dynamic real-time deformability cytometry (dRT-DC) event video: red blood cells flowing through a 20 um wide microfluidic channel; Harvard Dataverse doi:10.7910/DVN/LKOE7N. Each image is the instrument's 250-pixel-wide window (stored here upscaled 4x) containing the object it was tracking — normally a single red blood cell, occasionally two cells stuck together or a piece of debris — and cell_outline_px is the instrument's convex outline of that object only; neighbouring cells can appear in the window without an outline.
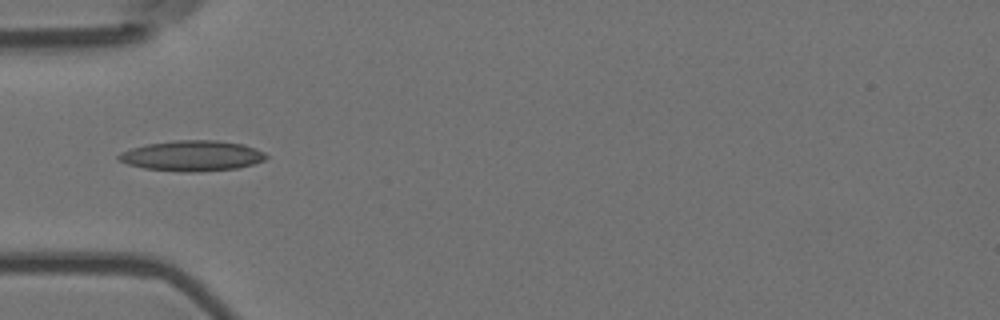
{"species": "Egyptian fruit bat (a non-hibernating species)", "species_latin": "Rousettus aegyptiacus", "temperature_condition": "room temperature", "stored_images_in_passage": 8, "camera_frame_rate_fps": 3000, "um_per_image_px": 0.085, "animal": {"sex": "female"}, "frame": {"image": 1, "passage_image": 1, "time_ms": 0.0, "image_size_px": [1000, 320], "cell_outline_px": [[268, 156], [264, 160], [252, 164], [236, 168], [200, 172], [184, 172], [144, 168], [128, 164], [116, 160], [116, 156], [120, 152], [144, 144], [172, 140], [216, 140], [244, 144], [256, 148], [264, 152]], "centroid_in_image_um": [16.3, 13.23], "position_along_channel_um": 68.7, "area_um2": 26.41}}
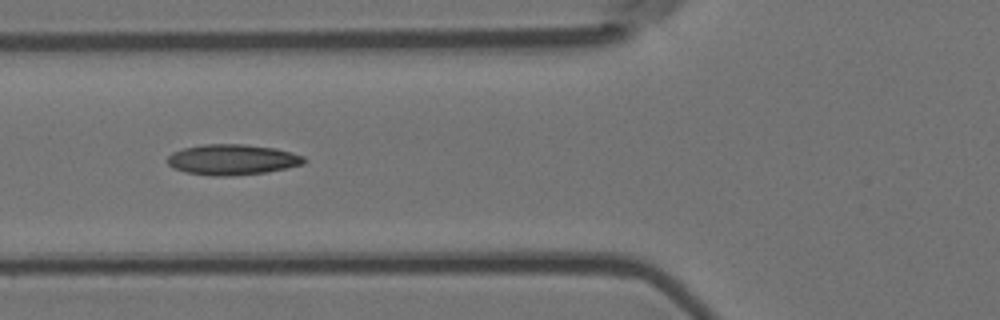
{"frame": {"image": 2, "passage_image": 4, "time_ms": 1.0, "image_size_px": [1000, 320], "cell_outline_px": [[308, 160], [304, 164], [288, 168], [264, 172], [232, 176], [212, 176], [184, 172], [172, 168], [168, 164], [168, 156], [172, 152], [184, 148], [204, 144], [244, 144], [276, 148], [292, 152], [304, 156]], "centroid_in_image_um": [19.77, 13.57], "position_along_channel_um": 106.0, "area_um2": 24.57}}
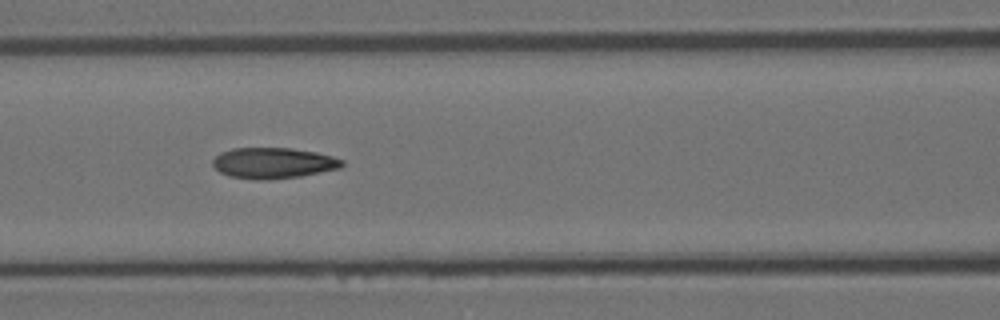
{"frame": {"image": 3, "passage_image": 7, "time_ms": 2.0, "image_size_px": [1000, 320], "cell_outline_px": [[344, 164], [340, 168], [300, 176], [268, 180], [256, 180], [228, 176], [220, 172], [212, 164], [212, 160], [220, 152], [232, 148], [292, 148], [316, 152], [332, 156], [344, 160]], "centroid_in_image_um": [23.21, 13.86], "position_along_channel_um": 143.4, "area_um2": 23.35}}